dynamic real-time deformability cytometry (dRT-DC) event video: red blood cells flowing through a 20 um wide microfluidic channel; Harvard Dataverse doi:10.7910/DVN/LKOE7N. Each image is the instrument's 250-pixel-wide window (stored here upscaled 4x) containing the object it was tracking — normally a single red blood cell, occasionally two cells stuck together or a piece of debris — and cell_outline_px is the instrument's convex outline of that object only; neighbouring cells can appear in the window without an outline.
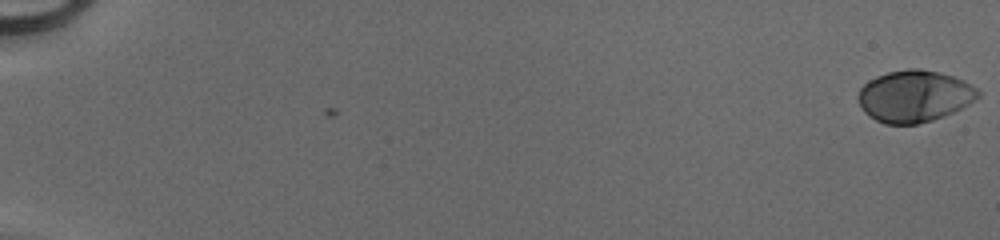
{"species": "human", "species_latin": "Homo sapiens", "temperature_condition": "cold", "stored_images_in_passage": 50, "camera_frame_rate_fps": 3000, "um_per_image_px": 0.085, "donor": {"sex": "male"}, "frame": {"image": 1, "passage_image": 1, "time_ms": 0.0, "image_size_px": [1000, 240], "cell_outline_px": [[980, 96], [976, 100], [944, 116], [932, 120], [916, 124], [884, 124], [868, 116], [864, 112], [856, 96], [860, 88], [868, 80], [876, 76], [888, 72], [908, 68], [920, 68], [940, 72], [964, 80], [976, 88], [980, 92]], "centroid_in_image_um": [77.7, 8.16], "position_along_channel_um": 7.3, "area_um2": 36.36}}
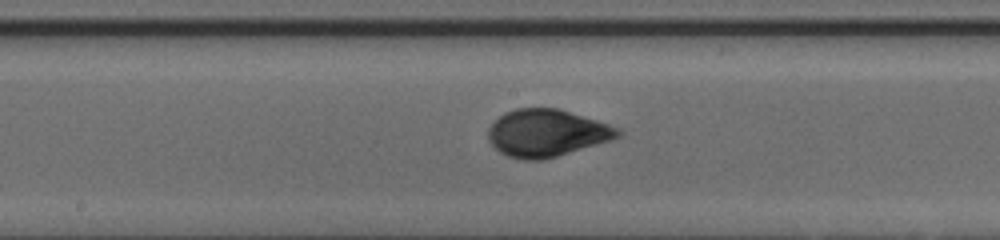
{"frame": {"image": 2, "passage_image": 29, "time_ms": 9.333, "image_size_px": [1000, 240], "cell_outline_px": [[624, 132], [620, 136], [612, 140], [556, 156], [540, 160], [524, 160], [508, 156], [500, 152], [488, 140], [488, 128], [504, 112], [516, 108], [560, 108], [620, 128]], "centroid_in_image_um": [46.48, 11.3], "position_along_channel_um": 201.7, "area_um2": 35.66}}
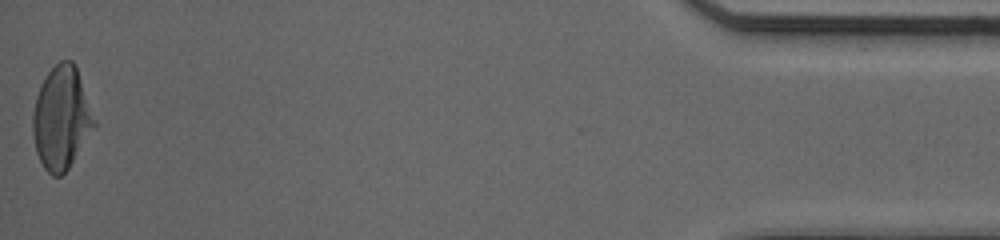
{"frame": {"image": 3, "passage_image": 50, "time_ms": 16.333, "image_size_px": [1000, 240], "cell_outline_px": [[96, 124], [68, 168], [60, 176], [52, 176], [44, 168], [36, 152], [32, 132], [32, 116], [36, 96], [40, 84], [48, 72], [60, 60], [72, 60], [76, 64], [96, 120]], "centroid_in_image_um": [5.21, 9.99], "position_along_channel_um": 430.0, "area_um2": 36.76}}